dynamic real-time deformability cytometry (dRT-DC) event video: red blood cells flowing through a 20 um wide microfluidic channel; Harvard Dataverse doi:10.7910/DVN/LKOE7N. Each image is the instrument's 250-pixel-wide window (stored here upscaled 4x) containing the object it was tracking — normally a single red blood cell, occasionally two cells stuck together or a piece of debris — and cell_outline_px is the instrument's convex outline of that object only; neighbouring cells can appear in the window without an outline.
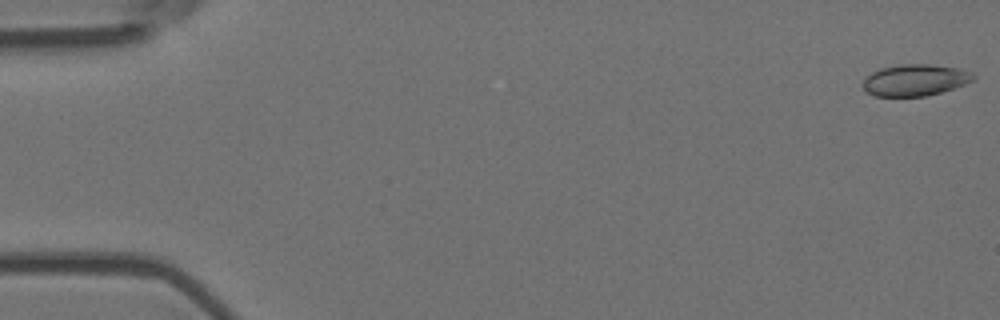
{"species": "Egyptian fruit bat (a non-hibernating species)", "species_latin": "Rousettus aegyptiacus", "temperature_condition": "room temperature", "stored_images_in_passage": 5, "camera_frame_rate_fps": 3000, "um_per_image_px": 0.085, "animal": {"sex": "female"}, "frame": {"image": 1, "passage_image": 1, "time_ms": 0.0, "image_size_px": [1000, 320], "cell_outline_px": [[976, 80], [940, 92], [924, 96], [872, 96], [864, 92], [860, 84], [872, 72], [880, 68], [900, 64], [932, 64], [956, 68], [972, 72], [976, 76]], "centroid_in_image_um": [77.74, 6.81], "position_along_channel_um": 7.3, "area_um2": 20.46}}
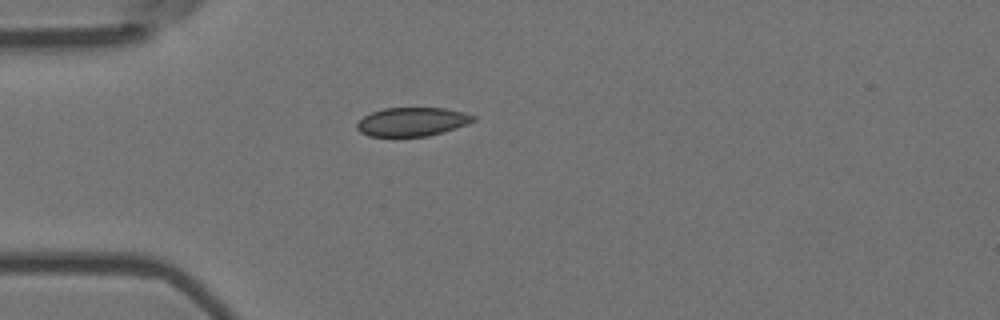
{"frame": {"image": 2, "passage_image": 5, "time_ms": 1.333, "image_size_px": [1000, 320], "cell_outline_px": [[476, 120], [468, 124], [456, 128], [428, 136], [368, 136], [360, 132], [356, 128], [356, 124], [364, 116], [372, 112], [384, 108], [444, 108], [464, 112], [476, 116]], "centroid_in_image_um": [35.05, 10.35], "position_along_channel_um": 50.0, "area_um2": 19.48}}